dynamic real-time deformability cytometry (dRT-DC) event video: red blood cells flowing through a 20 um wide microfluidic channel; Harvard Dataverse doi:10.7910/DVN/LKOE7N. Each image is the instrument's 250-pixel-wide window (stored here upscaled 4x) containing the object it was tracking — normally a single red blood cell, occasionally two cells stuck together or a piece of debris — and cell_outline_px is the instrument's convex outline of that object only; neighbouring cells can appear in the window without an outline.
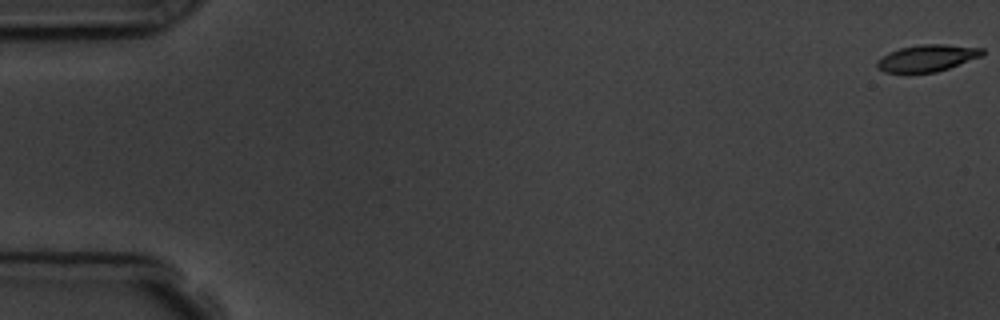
{"species": "common noctule bat (a hibernating species)", "species_latin": "Nyctalus noctula", "temperature_condition": "room temperature", "stored_images_in_passage": 11, "camera_frame_rate_fps": 3000, "um_per_image_px": 0.085, "animal": {"sex": "male", "body_mass_g": 19.5, "forearm_length_mm": 54.6}, "frame": {"image": 1, "passage_image": 1, "time_ms": 0.0, "image_size_px": [1000, 320], "cell_outline_px": [[984, 56], [936, 72], [884, 72], [876, 68], [876, 60], [888, 52], [900, 48], [920, 44], [944, 44], [984, 48]], "centroid_in_image_um": [78.81, 4.93], "position_along_channel_um": 6.2, "area_um2": 16.53}}
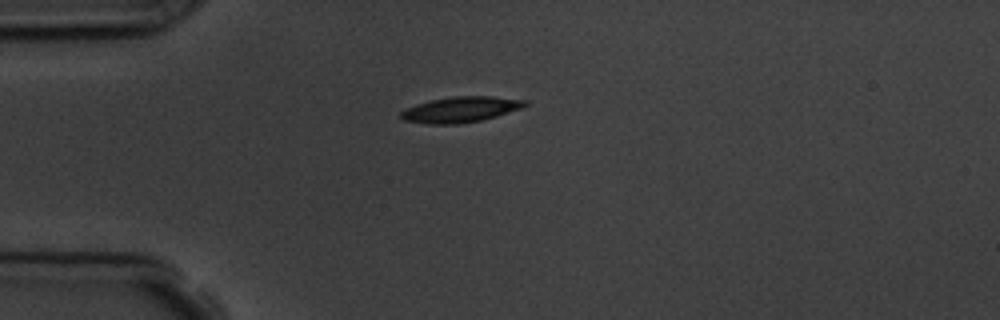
{"frame": {"image": 2, "passage_image": 5, "time_ms": 4.667, "image_size_px": [1000, 320], "cell_outline_px": [[528, 104], [524, 108], [496, 116], [480, 120], [456, 124], [428, 124], [404, 120], [400, 116], [400, 112], [404, 108], [416, 104], [432, 100], [452, 96], [492, 96], [528, 100]], "centroid_in_image_um": [39.17, 9.3], "position_along_channel_um": 45.8, "area_um2": 18.61}}
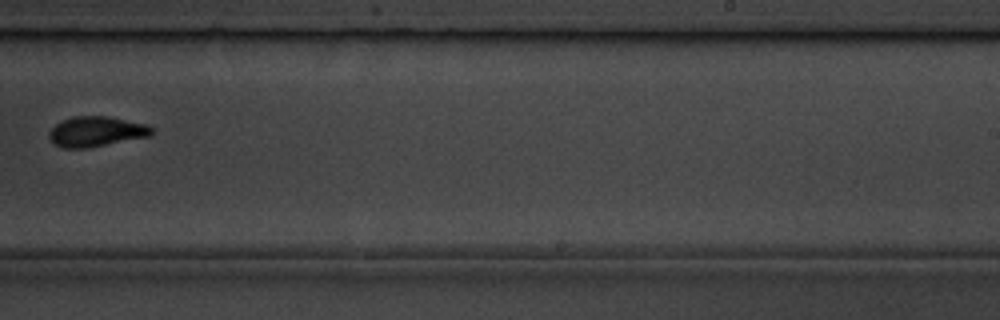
{"frame": {"image": 3, "passage_image": 11, "time_ms": 11.333, "image_size_px": [1000, 320], "cell_outline_px": [[152, 132], [148, 136], [88, 148], [64, 148], [56, 144], [48, 136], [48, 132], [60, 120], [72, 116], [108, 116], [144, 124], [152, 128]], "centroid_in_image_um": [8.12, 11.17], "position_along_channel_um": 280.9, "area_um2": 17.8}}